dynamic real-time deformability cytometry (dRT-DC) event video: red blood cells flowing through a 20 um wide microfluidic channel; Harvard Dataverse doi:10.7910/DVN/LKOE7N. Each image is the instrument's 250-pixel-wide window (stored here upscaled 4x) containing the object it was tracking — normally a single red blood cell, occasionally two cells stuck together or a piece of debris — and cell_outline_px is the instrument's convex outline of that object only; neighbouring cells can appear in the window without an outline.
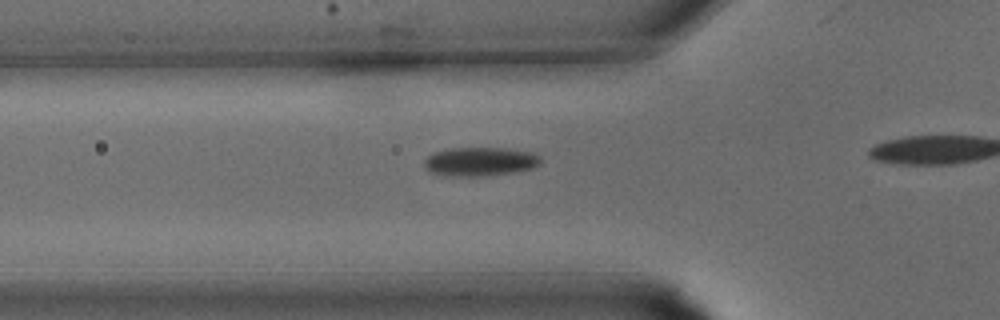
{"species": "common noctule bat (a hibernating species)", "species_latin": "Nyctalus noctula", "temperature_condition": "warm", "stored_images_in_passage": 10, "camera_frame_rate_fps": 3000, "um_per_image_px": 0.085, "animal": {"sex": "male", "body_mass_g": 15.6}, "frame": {"image": 1, "passage_image": 7, "time_ms": 2.0, "image_size_px": [1000, 320], "cell_outline_px": [[540, 164], [532, 168], [512, 172], [484, 176], [444, 176], [432, 172], [424, 168], [424, 160], [432, 152], [448, 148], [504, 148], [532, 152], [540, 156]], "centroid_in_image_um": [40.76, 13.73], "position_along_channel_um": 85.0, "area_um2": 19.65}}
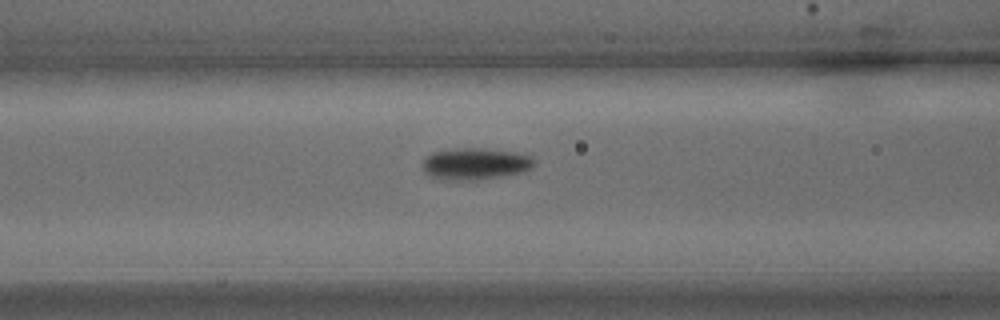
{"frame": {"image": 2, "passage_image": 9, "time_ms": 2.667, "image_size_px": [1000, 320], "cell_outline_px": [[536, 164], [532, 168], [524, 172], [500, 176], [456, 180], [432, 176], [424, 168], [424, 160], [432, 152], [452, 148], [484, 148], [516, 152], [532, 156], [536, 160]], "centroid_in_image_um": [40.5, 13.88], "position_along_channel_um": 126.1, "area_um2": 20.23}}